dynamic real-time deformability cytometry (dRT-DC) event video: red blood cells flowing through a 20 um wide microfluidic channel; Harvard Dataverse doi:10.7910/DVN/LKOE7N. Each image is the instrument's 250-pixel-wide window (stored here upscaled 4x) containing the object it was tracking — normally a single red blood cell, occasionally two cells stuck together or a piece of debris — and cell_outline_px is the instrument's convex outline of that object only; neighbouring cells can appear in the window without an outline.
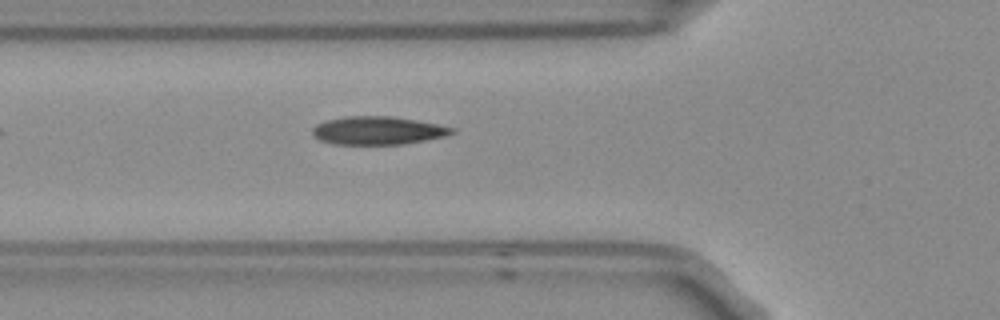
{"species": "Egyptian fruit bat (a non-hibernating species)", "species_latin": "Rousettus aegyptiacus", "temperature_condition": "room temperature", "stored_images_in_passage": 6, "camera_frame_rate_fps": 3000, "um_per_image_px": 0.085, "frame": {"image": 1, "passage_image": 6, "time_ms": 1.667, "image_size_px": [1000, 320], "cell_outline_px": [[456, 132], [444, 136], [424, 140], [400, 144], [332, 144], [320, 140], [312, 132], [312, 128], [316, 124], [328, 120], [344, 116], [392, 116], [416, 120], [456, 128]], "centroid_in_image_um": [32.11, 11.09], "position_along_channel_um": 93.7, "area_um2": 22.72}}